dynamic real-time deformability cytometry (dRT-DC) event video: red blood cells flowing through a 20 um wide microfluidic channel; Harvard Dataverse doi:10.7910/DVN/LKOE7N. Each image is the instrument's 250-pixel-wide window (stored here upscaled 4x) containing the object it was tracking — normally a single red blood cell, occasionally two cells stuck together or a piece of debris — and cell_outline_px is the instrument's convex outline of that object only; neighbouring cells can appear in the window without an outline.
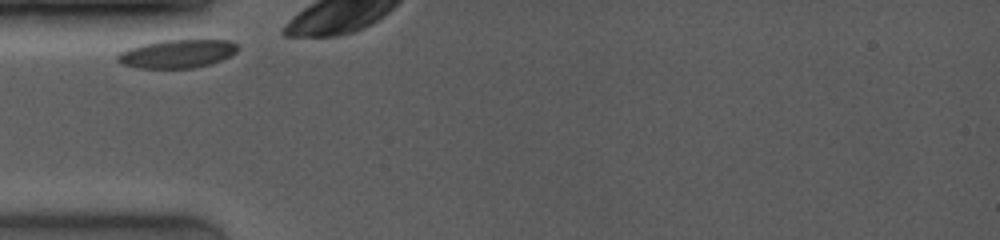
{"species": "common noctule bat (a hibernating species)", "species_latin": "Nyctalus noctula", "temperature_condition": "room temperature", "stored_images_in_passage": 4, "camera_frame_rate_fps": 4000, "um_per_image_px": 0.085, "animal": {"sex": "female", "body_mass_g": 19.0, "forearm_length_mm": 53.3}, "frame": {"image": 1, "passage_image": 1, "time_ms": 0.0, "image_size_px": [1000, 240], "cell_outline_px": [[240, 48], [232, 56], [196, 68], [136, 68], [120, 64], [116, 60], [116, 56], [120, 52], [128, 48], [144, 44], [164, 40], [228, 40], [236, 44]], "centroid_in_image_um": [15.04, 4.58], "position_along_channel_um": 70.0, "area_um2": 19.94}}